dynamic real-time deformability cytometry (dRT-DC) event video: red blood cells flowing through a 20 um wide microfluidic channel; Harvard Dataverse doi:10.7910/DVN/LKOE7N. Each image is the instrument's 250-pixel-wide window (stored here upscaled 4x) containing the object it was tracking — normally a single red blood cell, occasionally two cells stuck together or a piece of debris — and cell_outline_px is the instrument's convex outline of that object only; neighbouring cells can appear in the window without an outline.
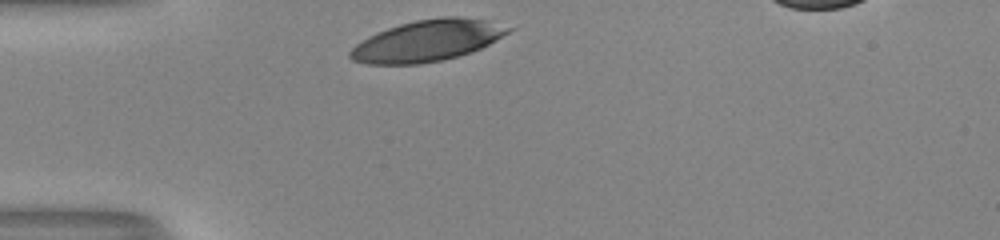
{"species": "human", "species_latin": "Homo sapiens", "temperature_condition": "room temperature", "stored_images_in_passage": 28, "camera_frame_rate_fps": 3000, "um_per_image_px": 0.085, "donor": {"sex": "male"}, "frame": {"image": 1, "passage_image": 1, "time_ms": 0.0, "image_size_px": [1000, 240], "cell_outline_px": [[516, 28], [488, 44], [472, 52], [440, 60], [420, 64], [368, 64], [352, 60], [348, 56], [348, 52], [356, 44], [368, 36], [376, 32], [400, 24], [416, 20], [440, 16], [456, 16], [488, 20]], "centroid_in_image_um": [36.32, 3.45], "position_along_channel_um": 48.7, "area_um2": 38.03}}
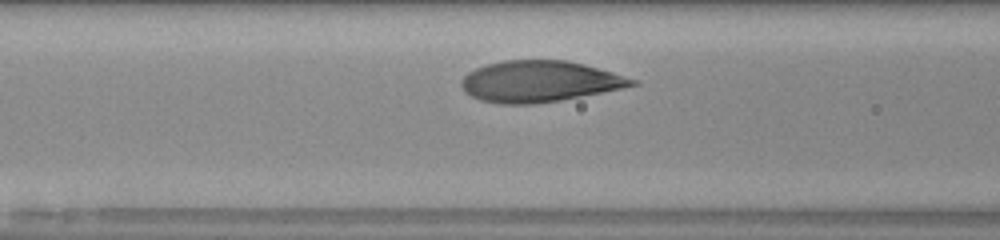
{"frame": {"image": 2, "passage_image": 8, "time_ms": 2.333, "image_size_px": [1000, 240], "cell_outline_px": [[640, 84], [560, 100], [532, 104], [500, 104], [480, 100], [464, 92], [460, 84], [460, 80], [468, 72], [476, 68], [488, 64], [504, 60], [568, 60], [584, 64], [612, 72], [636, 80]], "centroid_in_image_um": [45.8, 6.92], "position_along_channel_um": 120.8, "area_um2": 40.69}}
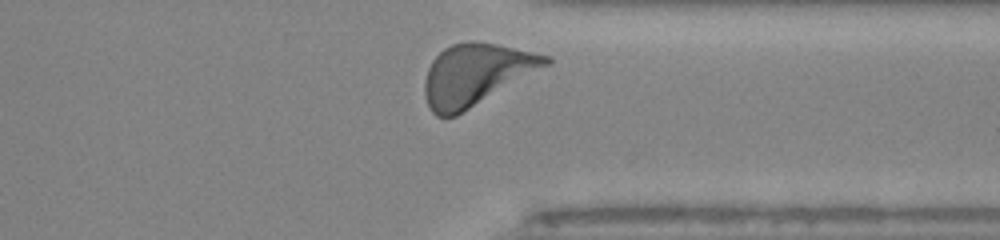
{"frame": {"image": 3, "passage_image": 27, "time_ms": 8.667, "image_size_px": [1000, 240], "cell_outline_px": [[552, 60], [548, 64], [456, 116], [436, 116], [432, 112], [424, 96], [424, 80], [428, 68], [432, 60], [444, 48], [452, 44], [496, 44], [552, 56]], "centroid_in_image_um": [40.41, 6.36], "position_along_channel_um": 371.0, "area_um2": 42.14}, "authors_computed_cell_mechanics": {"area_um2": 40.9802, "velocity_mm_per_s": 3.9799, "shape_relaxation_time_tau1_ms": 2.0741, "shape_relaxation_time_tau2_ms": null, "deformation_change_tau1": 0.1517, "deformation_change_tau2": null}}